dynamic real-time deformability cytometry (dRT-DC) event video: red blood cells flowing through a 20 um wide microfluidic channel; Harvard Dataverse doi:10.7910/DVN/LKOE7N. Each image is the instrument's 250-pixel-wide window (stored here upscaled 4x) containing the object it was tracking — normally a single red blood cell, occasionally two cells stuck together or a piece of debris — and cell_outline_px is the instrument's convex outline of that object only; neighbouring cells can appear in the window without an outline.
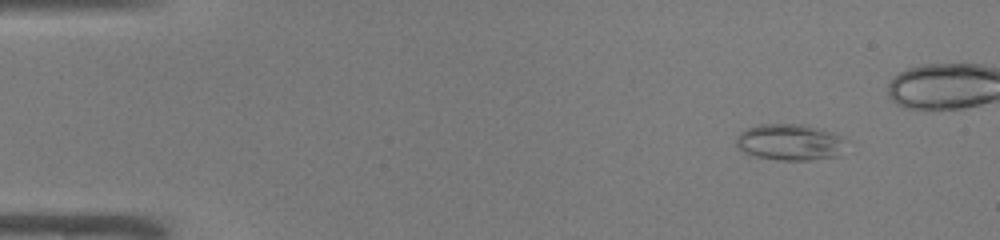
{"species": "common noctule bat (a hibernating species)", "species_latin": "Nyctalus noctula", "temperature_condition": "warm", "stored_images_in_passage": 11, "camera_frame_rate_fps": 3000, "um_per_image_px": 0.085, "animal": {"sex": "male", "body_mass_g": 19.0, "forearm_length_mm": 50.8}, "frame": {"image": 1, "passage_image": 2, "time_ms": 0.333, "image_size_px": [1000, 240], "cell_outline_px": [[848, 140], [836, 156], [812, 160], [776, 160], [756, 156], [744, 152], [736, 144], [736, 136], [740, 132], [756, 124], [800, 124], [824, 128]], "centroid_in_image_um": [67.14, 12.07], "position_along_channel_um": 17.9, "area_um2": 23.41}}